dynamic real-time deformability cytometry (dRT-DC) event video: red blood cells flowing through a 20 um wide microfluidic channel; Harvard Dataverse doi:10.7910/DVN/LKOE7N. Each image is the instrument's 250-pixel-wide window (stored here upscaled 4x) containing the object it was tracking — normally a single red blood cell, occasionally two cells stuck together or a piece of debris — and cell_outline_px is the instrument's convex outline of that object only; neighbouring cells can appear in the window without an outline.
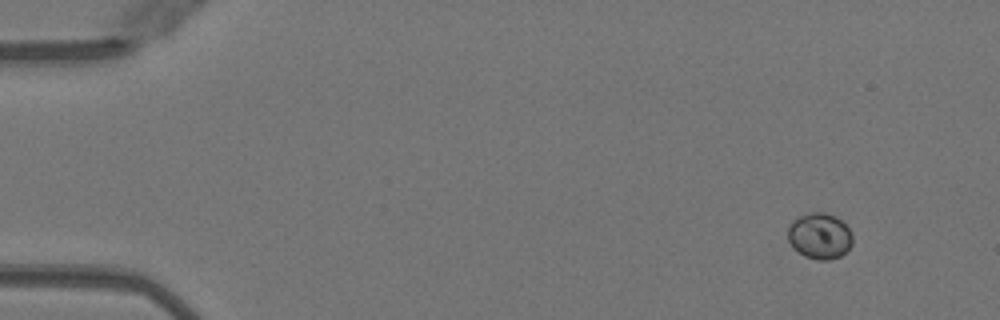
{"species": "Egyptian fruit bat (a non-hibernating species)", "species_latin": "Rousettus aegyptiacus", "temperature_condition": "warm", "stored_images_in_passage": 47, "camera_frame_rate_fps": 3000, "um_per_image_px": 0.085, "animal": {"sex": "female"}, "frame": {"image": 1, "passage_image": 1, "time_ms": 0.0, "image_size_px": [1000, 320], "cell_outline_px": [[852, 244], [840, 256], [828, 260], [816, 260], [804, 256], [792, 248], [788, 240], [788, 224], [796, 216], [808, 212], [824, 212], [836, 216], [852, 232]], "centroid_in_image_um": [69.63, 20.04], "position_along_channel_um": 15.4, "area_um2": 17.63}}
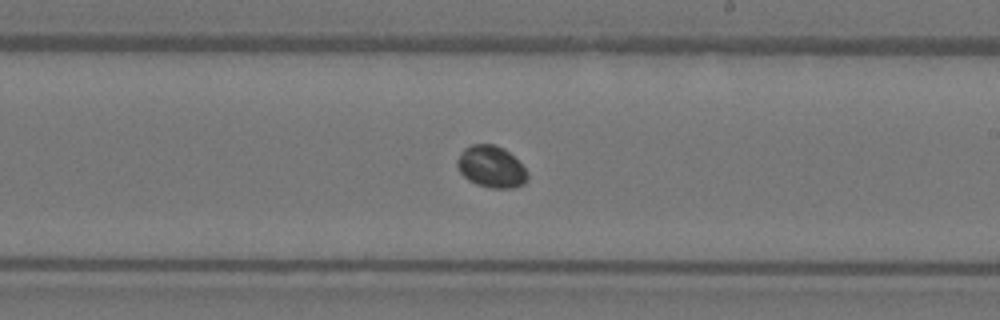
{"frame": {"image": 2, "passage_image": 27, "time_ms": 8.667, "image_size_px": [1000, 320], "cell_outline_px": [[528, 180], [524, 184], [512, 188], [492, 188], [476, 184], [468, 180], [460, 172], [456, 164], [456, 160], [460, 152], [464, 148], [472, 144], [492, 144], [504, 148], [528, 172]], "centroid_in_image_um": [41.73, 14.18], "position_along_channel_um": 247.3, "area_um2": 17.11}}
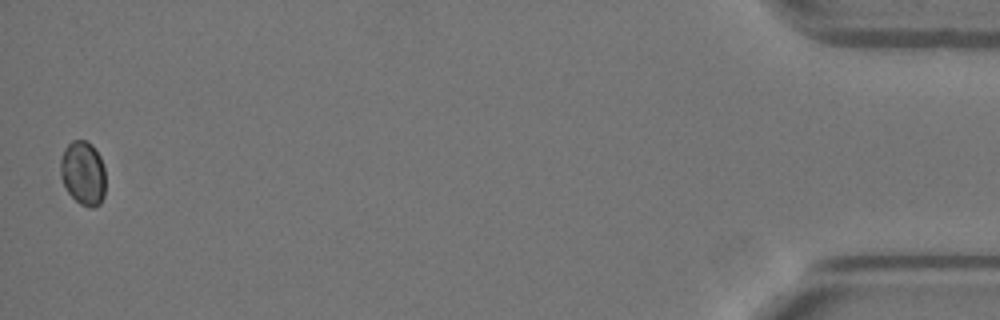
{"frame": {"image": 3, "passage_image": 47, "time_ms": 15.333, "image_size_px": [1000, 320], "cell_outline_px": [[104, 196], [100, 204], [92, 208], [88, 208], [80, 204], [68, 192], [60, 176], [60, 160], [64, 148], [72, 140], [84, 140], [92, 144], [100, 156], [104, 168]], "centroid_in_image_um": [7.05, 14.71], "position_along_channel_um": 428.1, "area_um2": 16.94}, "authors_computed_cell_mechanics": {"area_um2": 16.8198, "velocity_mm_per_s": 4.0151, "shape_relaxation_time_tau1_ms": null, "shape_relaxation_time_tau2_ms": 4.8762, "deformation_change_tau1": null, "deformation_change_tau2": 0.0267}}